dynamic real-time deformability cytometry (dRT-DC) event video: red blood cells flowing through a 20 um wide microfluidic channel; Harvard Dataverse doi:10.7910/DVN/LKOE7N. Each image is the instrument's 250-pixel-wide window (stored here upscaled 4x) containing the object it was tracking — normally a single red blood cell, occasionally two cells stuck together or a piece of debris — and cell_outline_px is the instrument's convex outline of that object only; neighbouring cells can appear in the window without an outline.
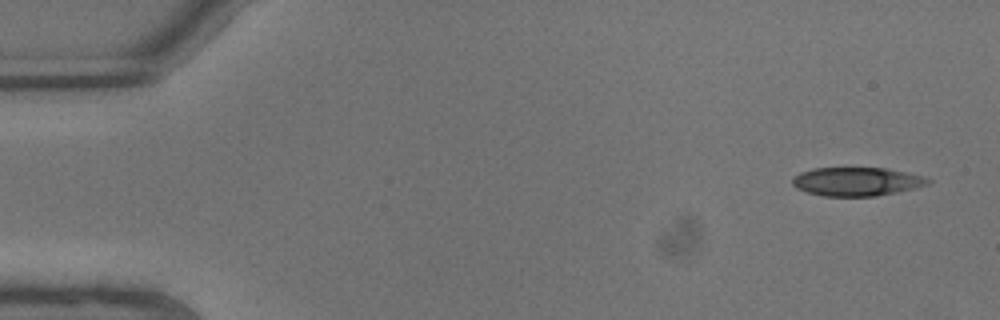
{"species": "common noctule bat (a hibernating species)", "species_latin": "Nyctalus noctula", "temperature_condition": "warm", "stored_images_in_passage": 6, "camera_frame_rate_fps": 3000, "um_per_image_px": 0.085, "animal": {"sex": "male", "body_mass_g": 13.3}, "frame": {"image": 1, "passage_image": 1, "time_ms": 0.0, "image_size_px": [1000, 320], "cell_outline_px": [[932, 180], [928, 184], [916, 188], [876, 196], [824, 196], [808, 192], [796, 188], [792, 184], [792, 176], [800, 172], [812, 168], [888, 168], [924, 176]], "centroid_in_image_um": [72.81, 15.43], "position_along_channel_um": 12.2, "area_um2": 22.72}}
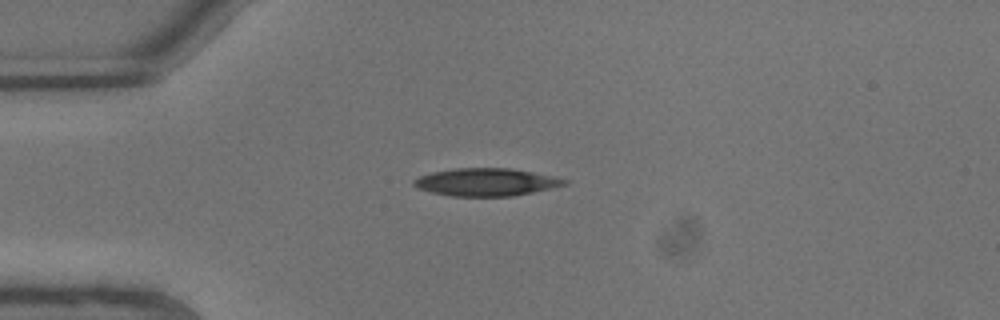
{"frame": {"image": 2, "passage_image": 5, "time_ms": 1.333, "image_size_px": [1000, 320], "cell_outline_px": [[568, 184], [532, 192], [512, 196], [452, 196], [432, 192], [416, 188], [412, 184], [412, 180], [420, 176], [432, 172], [456, 168], [508, 168], [532, 172], [552, 176], [568, 180]], "centroid_in_image_um": [41.28, 15.48], "position_along_channel_um": 43.7, "area_um2": 24.1}}